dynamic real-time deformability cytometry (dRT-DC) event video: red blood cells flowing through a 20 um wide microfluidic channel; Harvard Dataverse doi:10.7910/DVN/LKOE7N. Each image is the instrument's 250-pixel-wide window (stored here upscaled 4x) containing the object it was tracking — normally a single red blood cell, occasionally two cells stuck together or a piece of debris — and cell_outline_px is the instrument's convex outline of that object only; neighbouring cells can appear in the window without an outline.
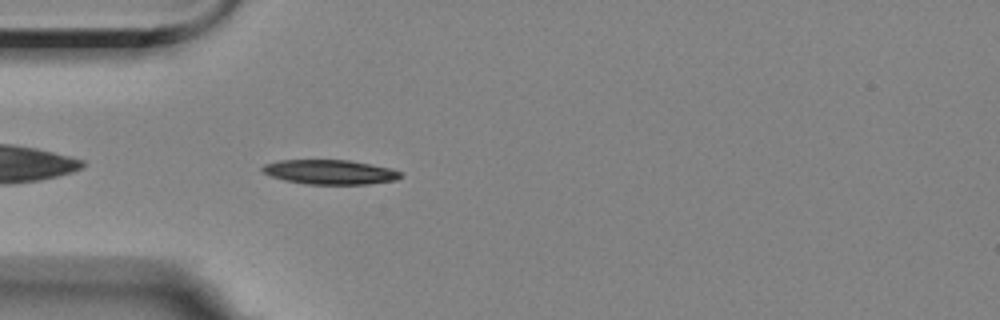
{"species": "Egyptian fruit bat (a non-hibernating species)", "species_latin": "Rousettus aegyptiacus", "temperature_condition": "room temperature", "stored_images_in_passage": 43, "camera_frame_rate_fps": 3000, "um_per_image_px": 0.085, "animal": {"sex": "female"}, "frame": {"image": 1, "passage_image": 3, "time_ms": 0.667, "image_size_px": [1000, 320], "cell_outline_px": [[404, 176], [396, 180], [368, 184], [308, 184], [284, 180], [260, 172], [260, 168], [264, 164], [280, 160], [348, 160], [392, 168], [400, 172]], "centroid_in_image_um": [28.04, 14.62], "position_along_channel_um": 57.0, "area_um2": 19.83}}
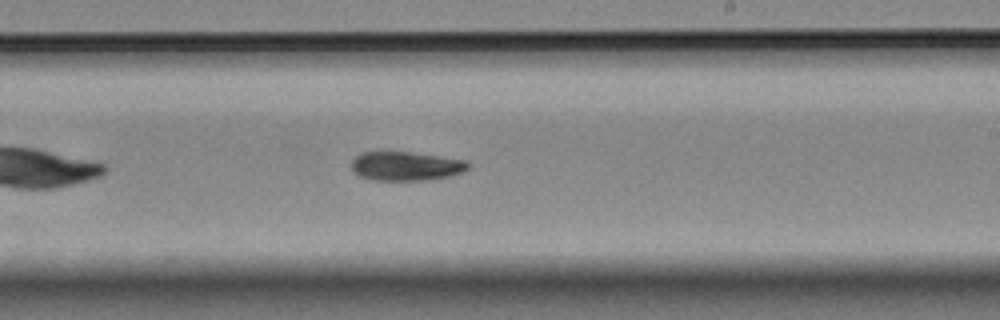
{"frame": {"image": 2, "passage_image": 20, "time_ms": 6.333, "image_size_px": [1000, 320], "cell_outline_px": [[472, 164], [464, 172], [452, 176], [432, 180], [372, 180], [360, 176], [352, 172], [352, 160], [360, 152], [408, 152], [468, 160]], "centroid_in_image_um": [34.55, 14.13], "position_along_channel_um": 254.5, "area_um2": 20.0}}
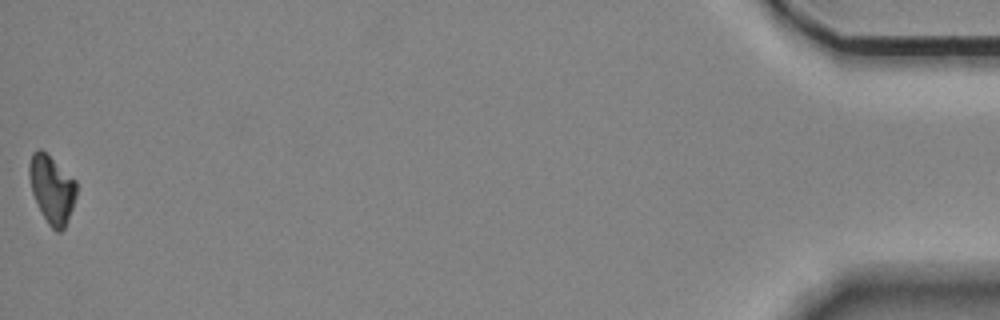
{"frame": {"image": 3, "passage_image": 43, "time_ms": 14.0, "image_size_px": [1000, 320], "cell_outline_px": [[76, 196], [72, 208], [64, 228], [60, 232], [56, 232], [48, 224], [32, 192], [28, 176], [28, 164], [32, 152], [40, 148], [76, 180]], "centroid_in_image_um": [4.39, 16.06], "position_along_channel_um": 430.8, "area_um2": 18.44}, "authors_computed_cell_mechanics": {"area_um2": 19.9988, "velocity_mm_per_s": 3.5494, "shape_relaxation_time_tau1_ms": 3.4465, "shape_relaxation_time_tau2_ms": null, "deformation_change_tau1": 0.1266, "deformation_change_tau2": null}}